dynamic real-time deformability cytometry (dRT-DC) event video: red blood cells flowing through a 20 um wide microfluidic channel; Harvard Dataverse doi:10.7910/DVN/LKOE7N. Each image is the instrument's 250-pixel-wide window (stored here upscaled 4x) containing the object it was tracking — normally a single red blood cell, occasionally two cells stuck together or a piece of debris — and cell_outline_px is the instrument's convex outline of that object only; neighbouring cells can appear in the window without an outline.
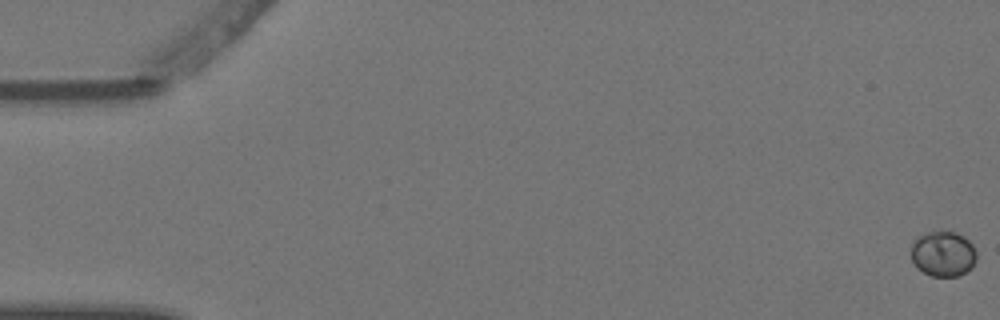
{"species": "Egyptian fruit bat (a non-hibernating species)", "species_latin": "Rousettus aegyptiacus", "temperature_condition": "warm", "stored_images_in_passage": 7, "camera_frame_rate_fps": 3000, "um_per_image_px": 0.085, "animal": {"sex": "female"}, "frame": {"image": 1, "passage_image": 1, "time_ms": 0.0, "image_size_px": [1000, 320], "cell_outline_px": [[976, 260], [972, 268], [960, 276], [932, 276], [924, 272], [912, 260], [912, 244], [920, 236], [928, 232], [940, 228], [956, 232], [964, 236], [972, 244], [976, 252]], "centroid_in_image_um": [80.21, 21.54], "position_along_channel_um": 4.8, "area_um2": 17.46}}
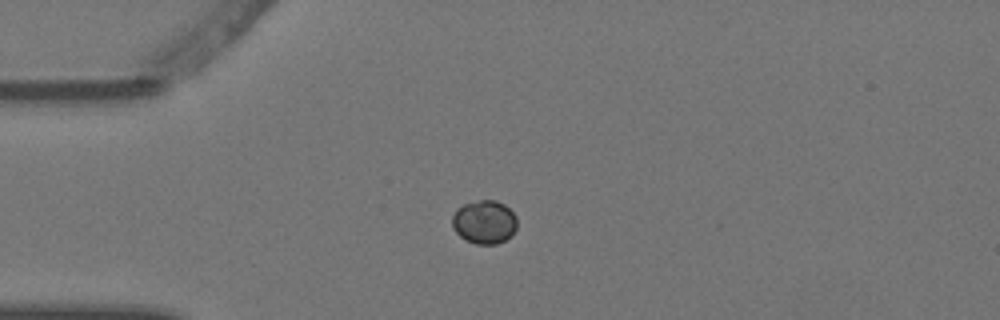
{"frame": {"image": 2, "passage_image": 5, "time_ms": 1.333, "image_size_px": [1000, 320], "cell_outline_px": [[516, 228], [512, 236], [496, 244], [476, 244], [460, 236], [452, 228], [452, 216], [456, 208], [464, 204], [476, 200], [496, 200], [504, 204], [516, 216]], "centroid_in_image_um": [41.16, 18.86], "position_along_channel_um": 43.8, "area_um2": 16.53}}
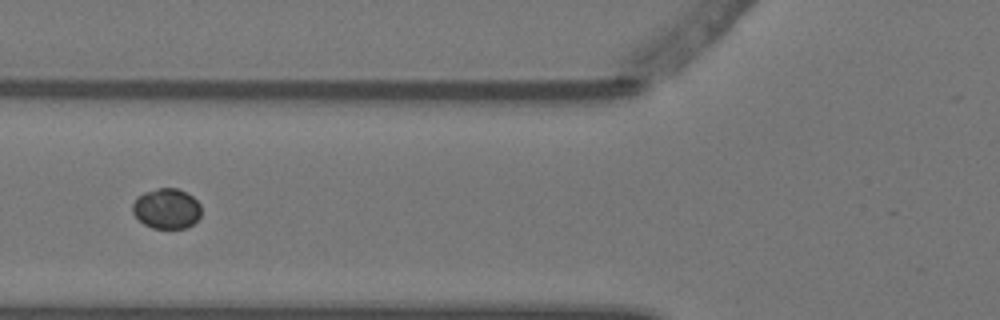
{"frame": {"image": 3, "passage_image": 7, "time_ms": 2.0, "image_size_px": [1000, 320], "cell_outline_px": [[200, 216], [192, 224], [184, 228], [152, 228], [144, 224], [132, 212], [132, 204], [136, 196], [144, 192], [156, 188], [176, 188], [192, 196], [200, 204]], "centroid_in_image_um": [14.13, 17.72], "position_along_channel_um": 111.7, "area_um2": 16.07}}